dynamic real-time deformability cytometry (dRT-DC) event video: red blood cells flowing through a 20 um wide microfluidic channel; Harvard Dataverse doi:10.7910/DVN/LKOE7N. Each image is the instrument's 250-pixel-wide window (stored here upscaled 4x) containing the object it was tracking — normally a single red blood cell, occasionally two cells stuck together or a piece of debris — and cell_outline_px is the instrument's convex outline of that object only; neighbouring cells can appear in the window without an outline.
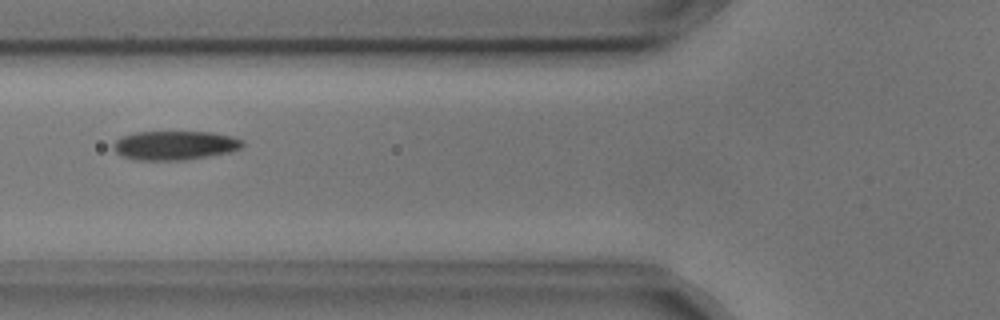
{"species": "common noctule bat (a hibernating species)", "species_latin": "Nyctalus noctula", "temperature_condition": "cold", "stored_images_in_passage": 9, "camera_frame_rate_fps": 3000, "um_per_image_px": 0.085, "animal": {"sex": "male", "body_mass_g": 17.9, "forearm_length_mm": 54.2}, "frame": {"image": 1, "passage_image": 6, "time_ms": 1.667, "image_size_px": [1000, 320], "cell_outline_px": [[244, 144], [240, 148], [232, 152], [184, 160], [136, 160], [124, 156], [116, 152], [112, 148], [112, 144], [120, 136], [136, 132], [212, 132], [232, 136], [244, 140]], "centroid_in_image_um": [14.86, 12.35], "position_along_channel_um": 110.9, "area_um2": 22.02}}
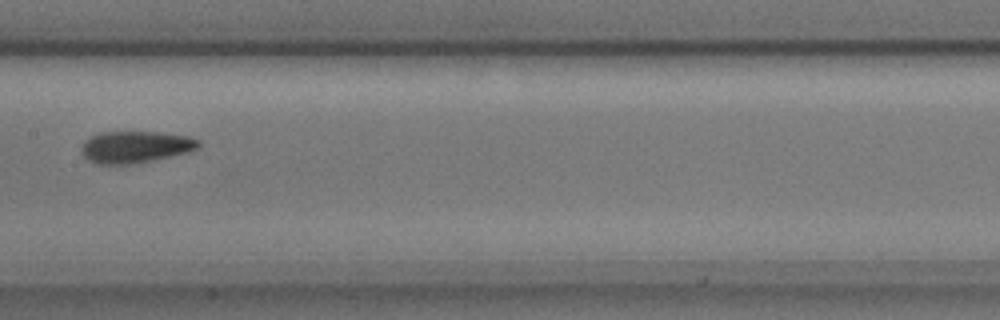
{"frame": {"image": 2, "passage_image": 8, "time_ms": 2.333, "image_size_px": [1000, 320], "cell_outline_px": [[200, 148], [188, 152], [152, 160], [132, 164], [96, 164], [88, 160], [80, 152], [80, 148], [92, 136], [100, 132], [160, 132], [188, 136], [200, 140]], "centroid_in_image_um": [11.53, 12.49], "position_along_channel_um": 195.9, "area_um2": 21.68}}
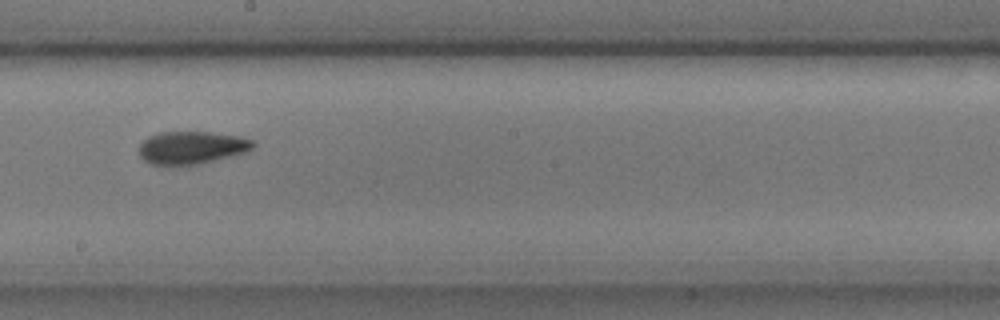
{"frame": {"image": 3, "passage_image": 9, "time_ms": 2.667, "image_size_px": [1000, 320], "cell_outline_px": [[256, 144], [252, 148], [244, 152], [196, 164], [172, 168], [152, 164], [144, 160], [140, 156], [140, 144], [148, 136], [160, 132], [212, 132], [240, 136], [252, 140]], "centroid_in_image_um": [16.23, 12.56], "position_along_channel_um": 232.0, "area_um2": 21.91}}